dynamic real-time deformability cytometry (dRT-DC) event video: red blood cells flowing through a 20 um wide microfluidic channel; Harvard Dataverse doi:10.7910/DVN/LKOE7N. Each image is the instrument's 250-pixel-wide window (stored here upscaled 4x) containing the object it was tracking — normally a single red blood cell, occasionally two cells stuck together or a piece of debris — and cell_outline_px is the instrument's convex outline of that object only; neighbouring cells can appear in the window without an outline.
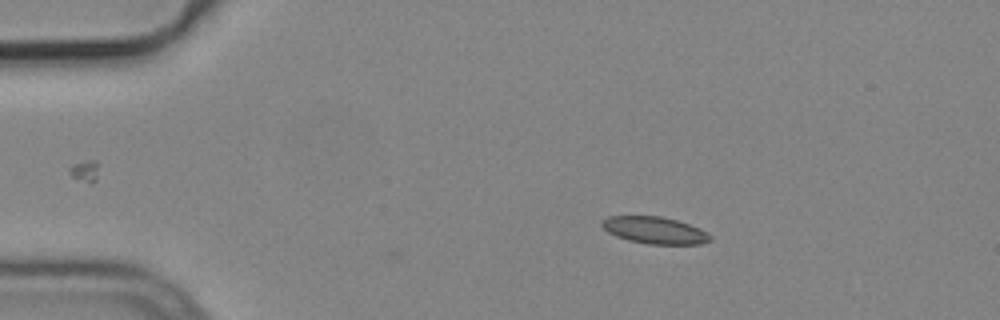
{"species": "common noctule bat (a hibernating species)", "species_latin": "Nyctalus noctula", "temperature_condition": "cold", "stored_images_in_passage": 2, "camera_frame_rate_fps": 3000, "um_per_image_px": 0.085, "animal": {"sex": "male", "body_mass_g": 19.2, "forearm_length_mm": 51.8}, "frame": {"image": 1, "passage_image": 2, "time_ms": 0.333, "image_size_px": [1000, 320], "cell_outline_px": [[712, 240], [700, 244], [648, 244], [628, 240], [616, 236], [608, 232], [600, 224], [600, 220], [608, 216], [660, 216], [676, 220], [700, 228], [708, 232], [712, 236]], "centroid_in_image_um": [55.65, 19.57], "position_along_channel_um": 29.4, "area_um2": 17.11}}